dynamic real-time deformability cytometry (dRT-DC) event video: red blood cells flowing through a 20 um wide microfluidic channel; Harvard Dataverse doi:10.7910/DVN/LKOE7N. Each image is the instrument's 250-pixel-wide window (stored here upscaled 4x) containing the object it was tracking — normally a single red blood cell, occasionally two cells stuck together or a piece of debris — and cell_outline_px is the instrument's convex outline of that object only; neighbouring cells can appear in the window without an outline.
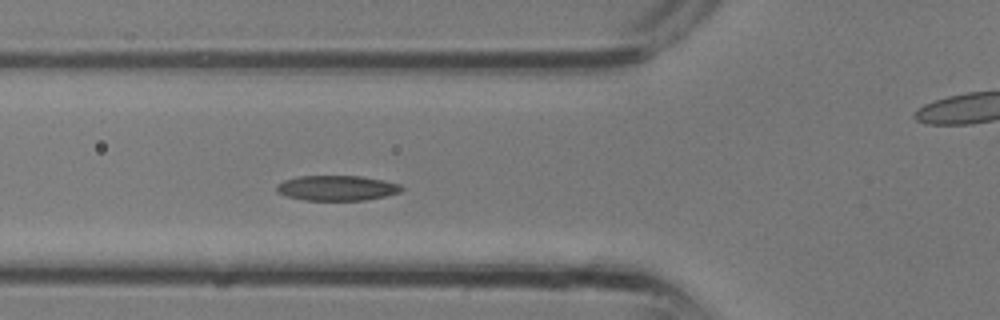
{"species": "common noctule bat (a hibernating species)", "species_latin": "Nyctalus noctula", "temperature_condition": "room temperature", "stored_images_in_passage": 15, "camera_frame_rate_fps": 3000, "um_per_image_px": 0.085, "animal": {"sex": "male", "body_mass_g": 13.3}, "frame": {"image": 1, "passage_image": 11, "time_ms": 3.333, "image_size_px": [1000, 320], "cell_outline_px": [[404, 188], [400, 192], [384, 196], [364, 200], [304, 200], [288, 196], [276, 192], [276, 184], [284, 180], [300, 176], [360, 176], [384, 180], [400, 184]], "centroid_in_image_um": [28.63, 15.98], "position_along_channel_um": 97.2, "area_um2": 18.26}}
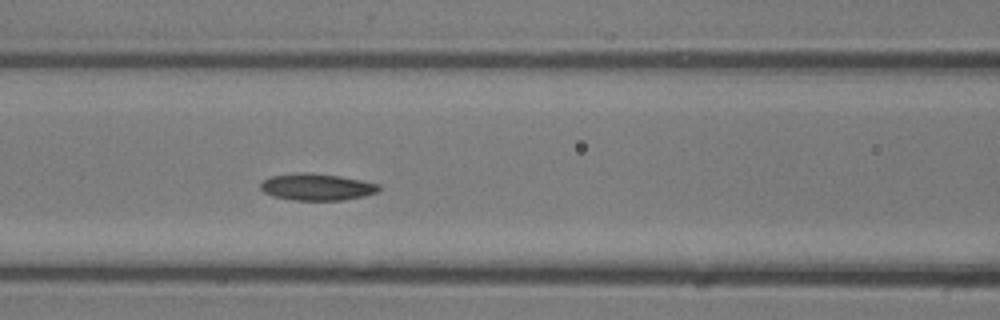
{"frame": {"image": 2, "passage_image": 13, "time_ms": 4.0, "image_size_px": [1000, 320], "cell_outline_px": [[380, 188], [376, 192], [364, 196], [344, 200], [292, 200], [272, 196], [264, 192], [260, 188], [260, 184], [264, 180], [272, 176], [296, 172], [304, 172], [340, 176], [380, 184]], "centroid_in_image_um": [26.91, 15.89], "position_along_channel_um": 139.7, "area_um2": 18.44}}
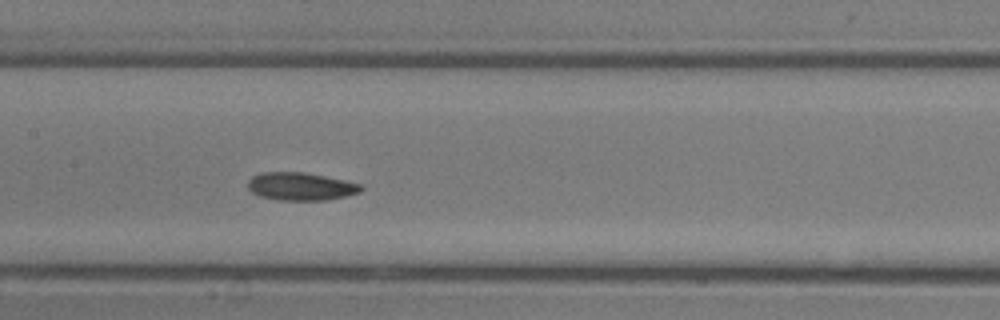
{"frame": {"image": 3, "passage_image": 15, "time_ms": 4.667, "image_size_px": [1000, 320], "cell_outline_px": [[364, 188], [360, 192], [344, 196], [324, 200], [280, 200], [260, 196], [252, 192], [248, 188], [248, 180], [252, 176], [260, 172], [304, 172], [344, 180], [360, 184]], "centroid_in_image_um": [25.54, 15.84], "position_along_channel_um": 181.9, "area_um2": 18.26}}